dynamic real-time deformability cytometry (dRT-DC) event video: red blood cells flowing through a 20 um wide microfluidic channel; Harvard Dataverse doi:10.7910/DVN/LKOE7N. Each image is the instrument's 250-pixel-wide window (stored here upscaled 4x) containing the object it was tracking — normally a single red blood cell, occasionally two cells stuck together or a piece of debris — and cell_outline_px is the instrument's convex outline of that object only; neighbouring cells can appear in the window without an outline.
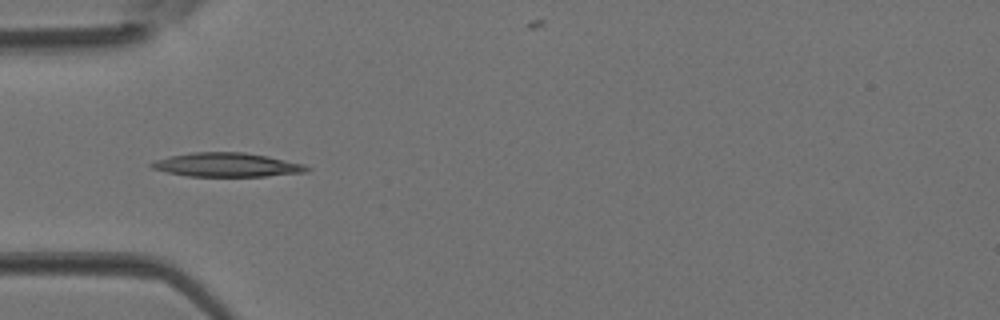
{"species": "Egyptian fruit bat (a non-hibernating species)", "species_latin": "Rousettus aegyptiacus", "temperature_condition": "room temperature", "stored_images_in_passage": 4, "camera_frame_rate_fps": 3000, "um_per_image_px": 0.085, "animal": {"sex": "female"}, "frame": {"image": 1, "passage_image": 3, "time_ms": 0.667, "image_size_px": [1000, 320], "cell_outline_px": [[312, 168], [308, 172], [264, 176], [188, 176], [168, 172], [152, 168], [148, 164], [156, 160], [172, 156], [192, 152], [244, 152], [268, 156], [304, 164]], "centroid_in_image_um": [19.33, 14.01], "position_along_channel_um": 65.7, "area_um2": 21.56}}
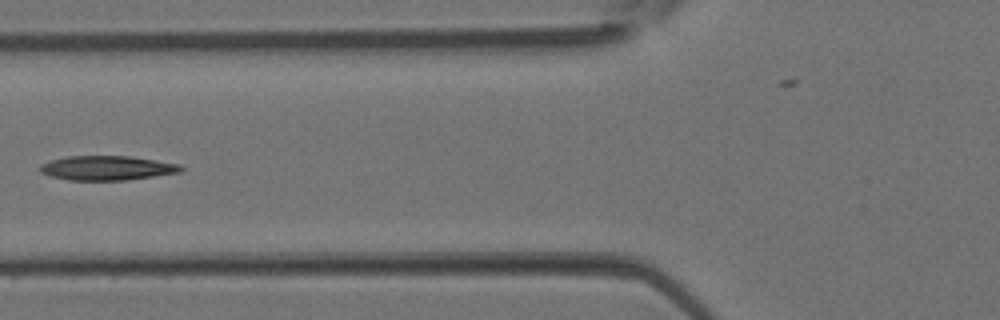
{"frame": {"image": 2, "passage_image": 4, "time_ms": 1.0, "image_size_px": [1000, 320], "cell_outline_px": [[184, 168], [180, 172], [124, 180], [68, 180], [52, 176], [40, 172], [40, 164], [52, 160], [68, 156], [128, 156], [180, 164]], "centroid_in_image_um": [9.08, 14.28], "position_along_channel_um": 116.7, "area_um2": 19.77}}